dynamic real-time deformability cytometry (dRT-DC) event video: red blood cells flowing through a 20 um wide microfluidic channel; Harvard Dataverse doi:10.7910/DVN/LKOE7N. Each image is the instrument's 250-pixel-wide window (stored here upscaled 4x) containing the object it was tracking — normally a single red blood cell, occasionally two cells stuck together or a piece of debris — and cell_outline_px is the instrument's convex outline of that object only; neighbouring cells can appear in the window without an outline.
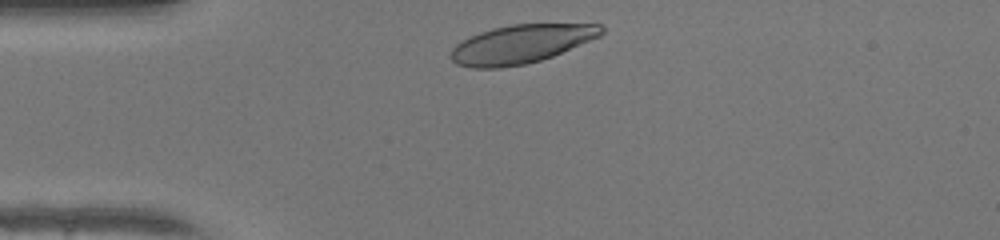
{"species": "human", "species_latin": "Homo sapiens", "temperature_condition": "warm", "stored_images_in_passage": 30, "camera_frame_rate_fps": 3000, "um_per_image_px": 0.085, "donor": {"sex": "female"}, "frame": {"image": 1, "passage_image": 2, "time_ms": 0.333, "image_size_px": [1000, 240], "cell_outline_px": [[604, 32], [600, 36], [552, 56], [540, 60], [524, 64], [500, 68], [472, 68], [456, 64], [448, 56], [452, 48], [460, 40], [480, 32], [492, 28], [512, 24], [600, 24], [604, 28]], "centroid_in_image_um": [44.24, 3.74], "position_along_channel_um": 40.8, "area_um2": 33.81}}
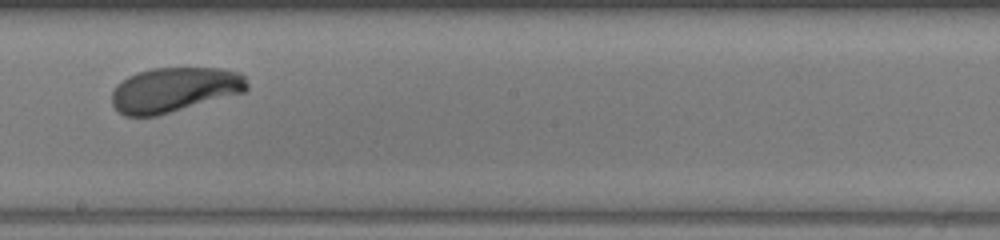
{"frame": {"image": 2, "passage_image": 18, "time_ms": 5.667, "image_size_px": [1000, 240], "cell_outline_px": [[248, 88], [244, 92], [156, 116], [124, 116], [116, 112], [112, 104], [112, 92], [116, 84], [128, 76], [136, 72], [152, 68], [220, 68], [240, 72], [244, 76], [248, 84]], "centroid_in_image_um": [14.78, 7.62], "position_along_channel_um": 233.4, "area_um2": 35.43}}
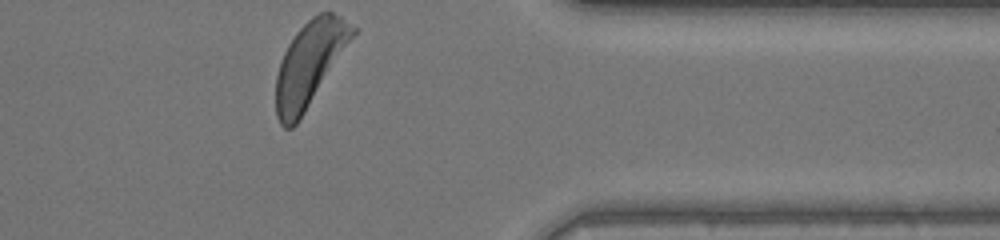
{"frame": {"image": 3, "passage_image": 30, "time_ms": 9.667, "image_size_px": [1000, 240], "cell_outline_px": [[360, 28], [296, 124], [292, 128], [284, 128], [280, 124], [276, 116], [276, 76], [284, 52], [288, 44], [296, 32], [312, 16], [320, 12], [332, 12], [340, 16]], "centroid_in_image_um": [26.34, 5.39], "position_along_channel_um": 385.1, "area_um2": 37.4}, "authors_computed_cell_mechanics": {"area_um2": 35.7204, "velocity_mm_per_s": 4.2013, "shape_relaxation_time_tau1_ms": 2.2747, "shape_relaxation_time_tau2_ms": null, "deformation_change_tau1": 0.1458, "deformation_change_tau2": null}}